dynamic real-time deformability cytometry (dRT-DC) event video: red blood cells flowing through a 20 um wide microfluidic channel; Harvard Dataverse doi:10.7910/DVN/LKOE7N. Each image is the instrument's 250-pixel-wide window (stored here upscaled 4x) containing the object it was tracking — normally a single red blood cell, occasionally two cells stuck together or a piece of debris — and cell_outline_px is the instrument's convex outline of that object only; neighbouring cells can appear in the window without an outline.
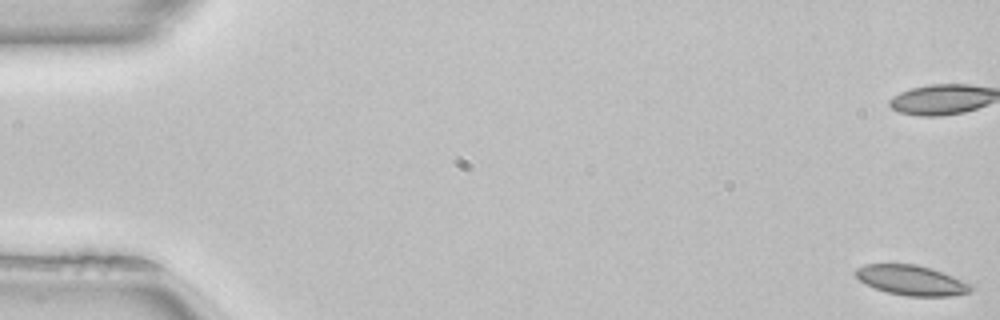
{"species": "common noctule bat (a hibernating species)", "species_latin": "Nyctalus noctula", "temperature_condition": "room temperature", "stored_images_in_passage": 53, "camera_frame_rate_fps": 3000, "um_per_image_px": 0.085, "animal": {"sex": "female", "body_mass_g": 22.7, "forearm_length_mm": 54.2}, "frame": {"image": 1, "passage_image": 1, "time_ms": 0.0, "image_size_px": [1000, 320], "cell_outline_px": [[976, 288], [972, 292], [952, 296], [904, 296], [888, 292], [876, 288], [860, 280], [856, 276], [856, 268], [864, 264], [916, 264], [932, 268], [972, 284]], "centroid_in_image_um": [77.54, 23.83], "position_along_channel_um": 7.5, "area_um2": 20.17}, "authors_computed_cell_mechanics": {"area_um2": 19.8832, "velocity_mm_per_s": 3.998, "shape_relaxation_time_tau1_ms": null, "shape_relaxation_time_tau2_ms": 2.4497, "deformation_change_tau1": null, "deformation_change_tau2": 0.0459}}